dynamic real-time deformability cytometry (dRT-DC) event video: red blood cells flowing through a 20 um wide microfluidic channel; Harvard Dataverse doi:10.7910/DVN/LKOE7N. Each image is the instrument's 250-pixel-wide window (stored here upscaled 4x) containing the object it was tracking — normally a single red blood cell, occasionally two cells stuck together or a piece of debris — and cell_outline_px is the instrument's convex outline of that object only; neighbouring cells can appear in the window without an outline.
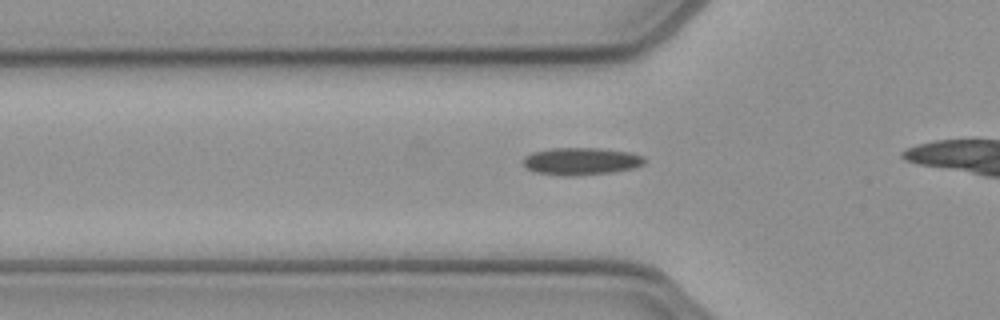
{"species": "common noctule bat (a hibernating species)", "species_latin": "Nyctalus noctula", "temperature_condition": "cold", "stored_images_in_passage": 33, "camera_frame_rate_fps": 3000, "um_per_image_px": 0.085, "animal": {"sex": "female", "body_mass_g": 21.9}, "frame": {"image": 1, "passage_image": 9, "time_ms": 2.667, "image_size_px": [1000, 320], "cell_outline_px": [[644, 164], [636, 168], [612, 172], [576, 176], [560, 176], [536, 172], [528, 168], [524, 164], [524, 156], [532, 152], [552, 148], [596, 148], [632, 152], [644, 156]], "centroid_in_image_um": [49.42, 13.71], "position_along_channel_um": 76.4, "area_um2": 19.48}}
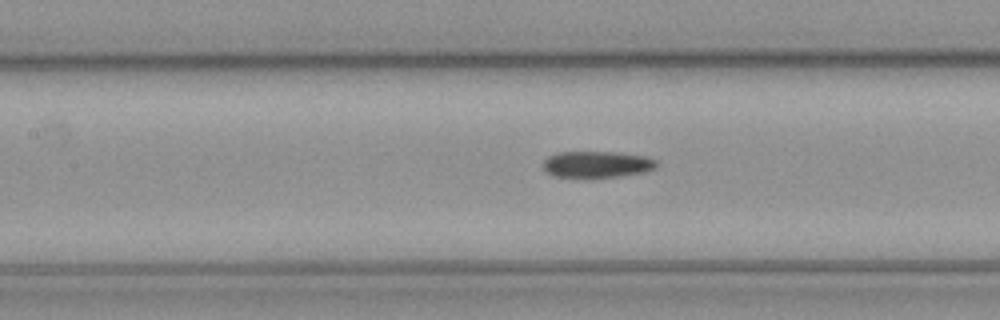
{"frame": {"image": 2, "passage_image": 15, "time_ms": 4.667, "image_size_px": [1000, 320], "cell_outline_px": [[656, 168], [644, 172], [620, 176], [592, 180], [584, 180], [552, 176], [544, 172], [544, 160], [548, 156], [560, 152], [616, 152], [644, 156], [656, 160]], "centroid_in_image_um": [50.67, 14.02], "position_along_channel_um": 156.7, "area_um2": 18.26}}
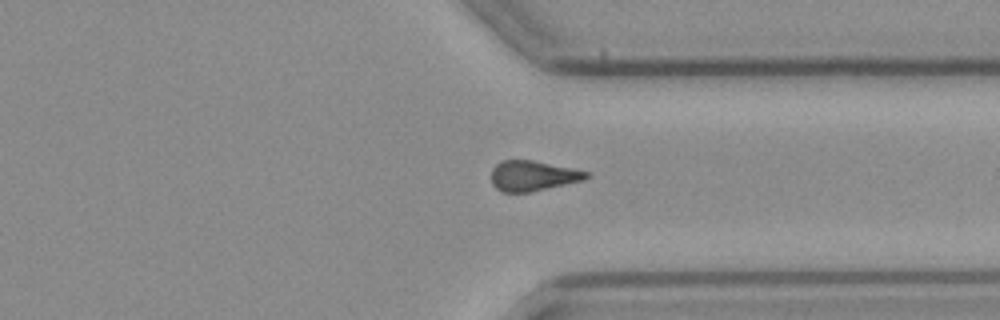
{"frame": {"image": 3, "passage_image": 31, "time_ms": 10.0, "image_size_px": [1000, 320], "cell_outline_px": [[588, 176], [584, 180], [528, 192], [504, 192], [496, 188], [492, 184], [492, 168], [500, 160], [532, 160], [572, 168], [588, 172]], "centroid_in_image_um": [45.26, 14.93], "position_along_channel_um": 366.1, "area_um2": 16.53}}